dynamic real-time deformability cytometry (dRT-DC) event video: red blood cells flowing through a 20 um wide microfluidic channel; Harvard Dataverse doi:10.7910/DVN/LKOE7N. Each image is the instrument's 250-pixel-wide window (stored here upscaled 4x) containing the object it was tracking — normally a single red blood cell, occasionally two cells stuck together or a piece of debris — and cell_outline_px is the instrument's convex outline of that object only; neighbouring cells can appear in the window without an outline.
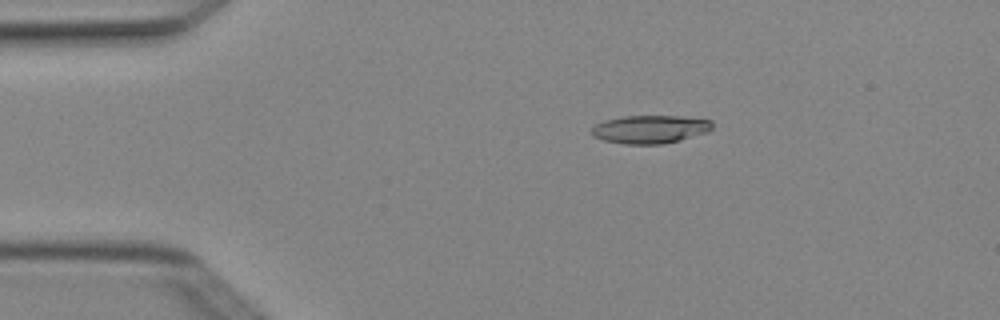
{"species": "Egyptian fruit bat (a non-hibernating species)", "species_latin": "Rousettus aegyptiacus", "temperature_condition": "cold", "stored_images_in_passage": 5, "camera_frame_rate_fps": 3000, "um_per_image_px": 0.085, "animal": {"sex": "female"}, "frame": {"image": 1, "passage_image": 2, "time_ms": 0.333, "image_size_px": [1000, 320], "cell_outline_px": [[712, 128], [708, 132], [680, 140], [664, 144], [624, 144], [604, 140], [592, 136], [592, 128], [596, 124], [604, 120], [624, 116], [680, 116], [712, 120]], "centroid_in_image_um": [55.27, 10.99], "position_along_channel_um": 29.7, "area_um2": 19.83}}
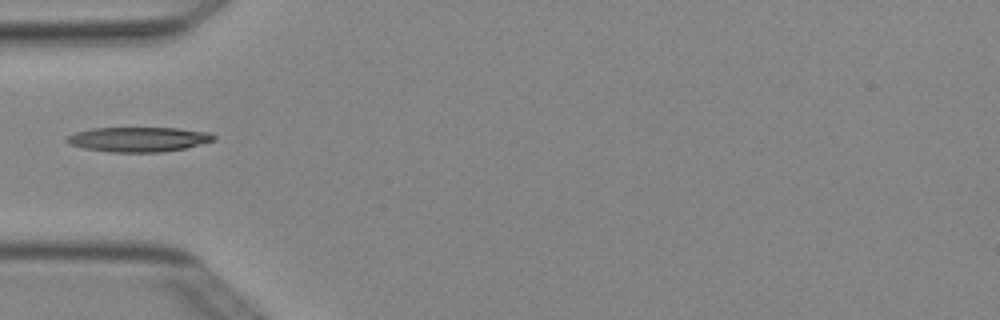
{"frame": {"image": 2, "passage_image": 4, "time_ms": 1.0, "image_size_px": [1000, 320], "cell_outline_px": [[216, 140], [188, 148], [160, 152], [112, 152], [84, 148], [68, 144], [64, 140], [68, 136], [76, 132], [92, 128], [176, 128], [208, 132], [216, 136]], "centroid_in_image_um": [11.79, 11.85], "position_along_channel_um": 73.2, "area_um2": 21.27}}
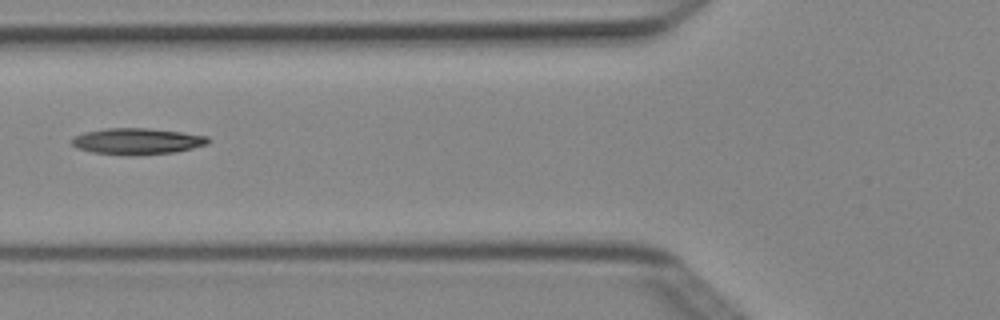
{"frame": {"image": 3, "passage_image": 5, "time_ms": 1.333, "image_size_px": [1000, 320], "cell_outline_px": [[208, 144], [192, 148], [172, 152], [128, 156], [124, 156], [92, 152], [76, 148], [72, 144], [72, 136], [84, 132], [108, 128], [148, 128], [180, 132], [208, 136]], "centroid_in_image_um": [11.6, 12.01], "position_along_channel_um": 114.2, "area_um2": 20.87}}